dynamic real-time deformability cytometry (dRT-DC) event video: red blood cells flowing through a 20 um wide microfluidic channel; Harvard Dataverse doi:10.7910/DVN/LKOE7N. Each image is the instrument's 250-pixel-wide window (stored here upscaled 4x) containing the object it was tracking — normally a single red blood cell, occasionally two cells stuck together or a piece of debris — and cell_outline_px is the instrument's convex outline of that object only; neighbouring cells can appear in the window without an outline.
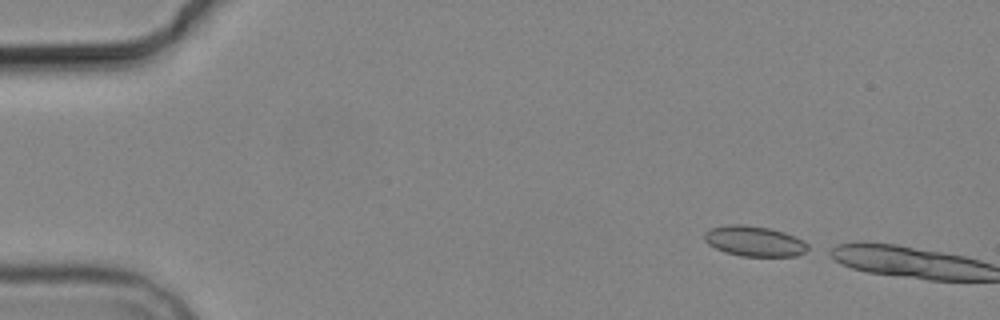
{"species": "common noctule bat (a hibernating species)", "species_latin": "Nyctalus noctula", "temperature_condition": "cold", "stored_images_in_passage": 2, "camera_frame_rate_fps": 3000, "um_per_image_px": 0.085, "animal": {"sex": "male", "body_mass_g": 19.2, "forearm_length_mm": 51.8}, "frame": {"image": 1, "passage_image": 1, "time_ms": 0.0, "image_size_px": [1000, 320], "cell_outline_px": [[808, 248], [804, 252], [796, 256], [740, 256], [724, 252], [708, 244], [704, 240], [704, 232], [708, 228], [728, 224], [744, 224], [768, 228], [784, 232], [804, 240], [808, 244]], "centroid_in_image_um": [64.08, 20.49], "position_along_channel_um": 20.9, "area_um2": 18.44}}